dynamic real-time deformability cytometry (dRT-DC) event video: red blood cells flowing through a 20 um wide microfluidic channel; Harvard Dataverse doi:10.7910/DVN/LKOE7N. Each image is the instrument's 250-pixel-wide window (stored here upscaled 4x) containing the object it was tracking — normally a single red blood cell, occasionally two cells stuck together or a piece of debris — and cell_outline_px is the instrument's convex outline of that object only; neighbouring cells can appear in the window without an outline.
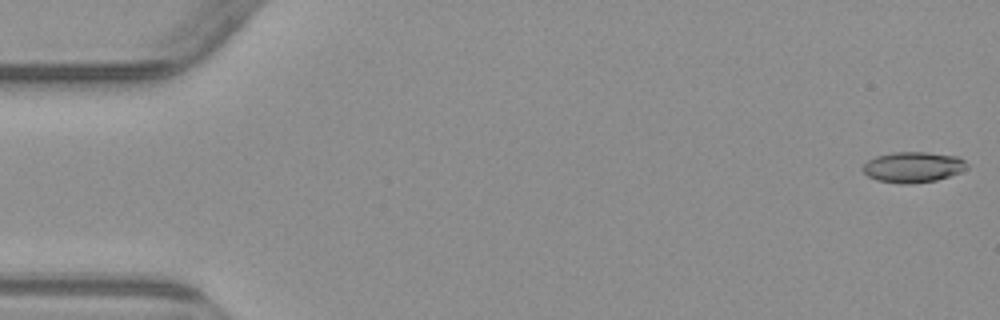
{"species": "common noctule bat (a hibernating species)", "species_latin": "Nyctalus noctula", "temperature_condition": "warm", "stored_images_in_passage": 5, "camera_frame_rate_fps": 3000, "um_per_image_px": 0.085, "animal": {"sex": "male", "body_mass_g": 23.1, "forearm_length_mm": 52.7}, "frame": {"image": 1, "passage_image": 1, "time_ms": 0.0, "image_size_px": [1000, 320], "cell_outline_px": [[968, 168], [964, 172], [936, 180], [908, 184], [900, 184], [876, 180], [868, 176], [860, 168], [868, 160], [876, 156], [892, 152], [928, 152], [960, 156], [968, 164]], "centroid_in_image_um": [77.64, 14.2], "position_along_channel_um": 7.4, "area_um2": 18.96}}
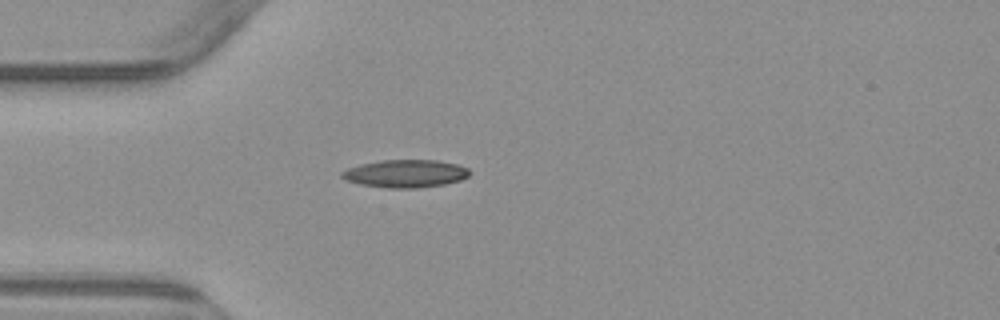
{"frame": {"image": 2, "passage_image": 5, "time_ms": 4.667, "image_size_px": [1000, 320], "cell_outline_px": [[472, 172], [468, 176], [460, 180], [444, 184], [416, 188], [388, 188], [360, 184], [344, 180], [340, 176], [340, 172], [348, 168], [360, 164], [384, 160], [436, 160], [456, 164], [468, 168]], "centroid_in_image_um": [34.44, 14.75], "position_along_channel_um": 50.6, "area_um2": 20.69}}